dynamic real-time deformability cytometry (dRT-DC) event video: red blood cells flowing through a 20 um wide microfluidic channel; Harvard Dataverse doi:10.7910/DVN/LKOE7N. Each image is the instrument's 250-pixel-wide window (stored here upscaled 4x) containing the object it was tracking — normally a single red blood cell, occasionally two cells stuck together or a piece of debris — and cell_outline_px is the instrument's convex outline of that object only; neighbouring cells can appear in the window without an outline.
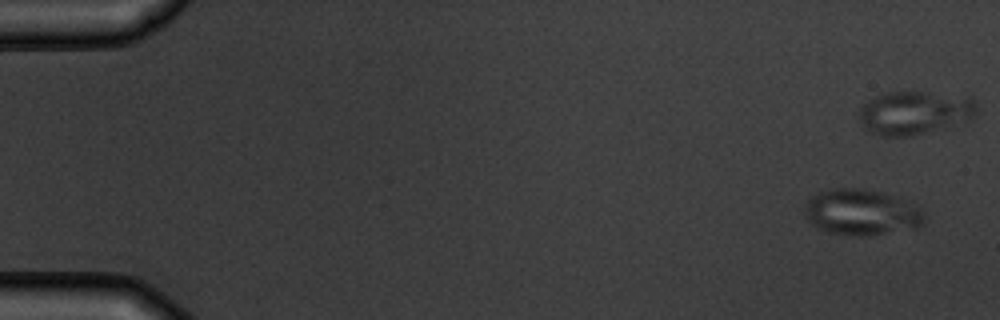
{"species": "common noctule bat (a hibernating species)", "species_latin": "Nyctalus noctula", "temperature_condition": "warm", "stored_images_in_passage": 6, "segment_of_instrument_passage": [2, 2], "camera_frame_rate_fps": 3000, "um_per_image_px": 0.085, "animal": {"sex": "male", "body_mass_g": 19.5, "forearm_length_mm": 54.6}, "frame": {"image": 1, "passage_image": 6, "time_ms": 6.667, "image_size_px": [1000, 320], "cell_outline_px": [[924, 224], [916, 228], [860, 236], [828, 232], [812, 224], [808, 220], [804, 212], [808, 200], [812, 196], [820, 192], [832, 188], [864, 188], [880, 192], [916, 204], [924, 212]], "centroid_in_image_um": [73.24, 18.03], "position_along_channel_um": 11.8, "area_um2": 31.73}}